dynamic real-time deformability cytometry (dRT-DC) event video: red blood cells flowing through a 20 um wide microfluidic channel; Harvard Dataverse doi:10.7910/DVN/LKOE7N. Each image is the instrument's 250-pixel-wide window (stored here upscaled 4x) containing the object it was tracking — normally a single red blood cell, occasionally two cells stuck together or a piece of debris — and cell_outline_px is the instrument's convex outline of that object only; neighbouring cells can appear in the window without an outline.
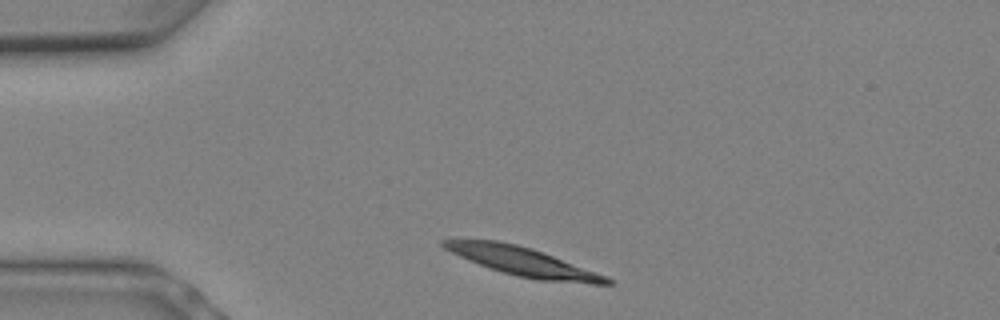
{"species": "Egyptian fruit bat (a non-hibernating species)", "species_latin": "Rousettus aegyptiacus", "temperature_condition": "warm", "stored_images_in_passage": 4, "camera_frame_rate_fps": 3000, "um_per_image_px": 0.085, "animal": {"sex": "female"}, "frame": {"image": 1, "passage_image": 1, "time_ms": 0.0, "image_size_px": [1000, 320], "cell_outline_px": [[612, 284], [592, 284], [540, 280], [516, 276], [488, 268], [468, 260], [444, 248], [440, 244], [440, 240], [496, 240], [516, 244], [532, 248], [604, 276], [612, 280]], "centroid_in_image_um": [44.38, 22.23], "position_along_channel_um": 40.6, "area_um2": 26.65}}
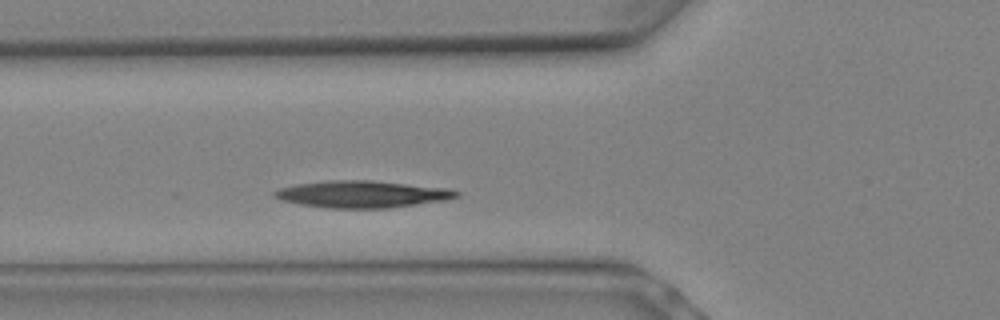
{"frame": {"image": 2, "passage_image": 4, "time_ms": 1.0, "image_size_px": [1000, 320], "cell_outline_px": [[460, 196], [444, 200], [388, 208], [328, 208], [300, 204], [280, 200], [272, 196], [272, 192], [280, 188], [296, 184], [328, 180], [372, 180], [448, 188], [460, 192]], "centroid_in_image_um": [30.75, 16.5], "position_along_channel_um": 95.0, "area_um2": 28.61}}